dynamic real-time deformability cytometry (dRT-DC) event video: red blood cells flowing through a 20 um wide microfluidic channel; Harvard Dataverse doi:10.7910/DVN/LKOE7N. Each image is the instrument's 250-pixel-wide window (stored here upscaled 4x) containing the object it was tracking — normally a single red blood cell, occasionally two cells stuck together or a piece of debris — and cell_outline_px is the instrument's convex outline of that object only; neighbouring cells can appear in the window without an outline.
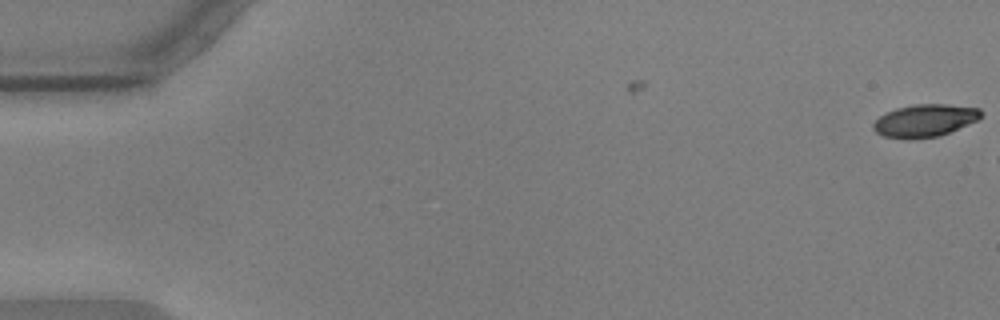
{"species": "common noctule bat (a hibernating species)", "species_latin": "Nyctalus noctula", "temperature_condition": "warm", "stored_images_in_passage": 5, "camera_frame_rate_fps": 3000, "um_per_image_px": 0.085, "animal": {"sex": "male", "body_mass_g": 17.9, "forearm_length_mm": 54.2}, "frame": {"image": 1, "passage_image": 5, "time_ms": 1.333, "image_size_px": [1000, 320], "cell_outline_px": [[984, 112], [976, 120], [940, 136], [908, 140], [884, 136], [876, 132], [872, 128], [872, 124], [884, 112], [896, 108], [916, 104], [948, 104], [980, 108]], "centroid_in_image_um": [78.58, 10.25], "position_along_channel_um": 6.4, "area_um2": 20.52}}